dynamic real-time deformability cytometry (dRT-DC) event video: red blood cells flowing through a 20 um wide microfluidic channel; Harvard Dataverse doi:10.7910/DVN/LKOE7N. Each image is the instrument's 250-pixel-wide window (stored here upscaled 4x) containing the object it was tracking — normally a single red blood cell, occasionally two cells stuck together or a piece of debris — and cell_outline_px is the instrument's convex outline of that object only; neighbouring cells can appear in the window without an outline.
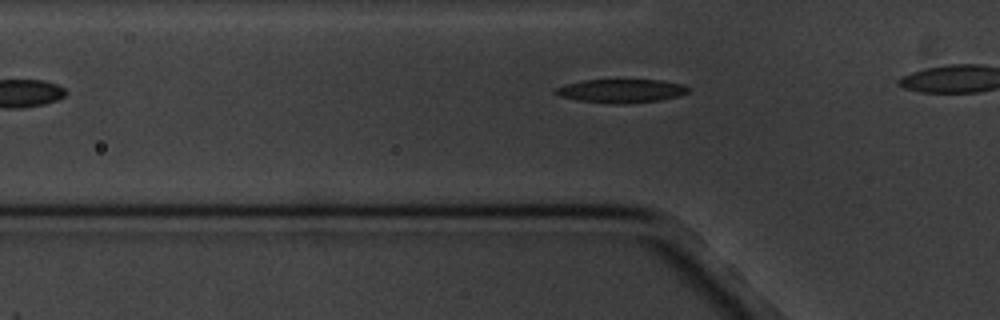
{"species": "common noctule bat (a hibernating species)", "species_latin": "Nyctalus noctula", "temperature_condition": "cold", "stored_images_in_passage": 7, "camera_frame_rate_fps": 3000, "um_per_image_px": 0.085, "animal": {"sex": "male", "body_mass_g": 20.1, "forearm_length_mm": 53.5}, "frame": {"image": 1, "passage_image": 7, "time_ms": 7.667, "image_size_px": [1000, 320], "cell_outline_px": [[692, 88], [688, 92], [680, 96], [660, 100], [620, 104], [616, 104], [576, 100], [560, 96], [552, 92], [556, 88], [564, 84], [584, 80], [616, 76], [624, 76], [660, 80], [684, 84]], "centroid_in_image_um": [52.82, 7.66], "position_along_channel_um": 73.0, "area_um2": 19.59}}